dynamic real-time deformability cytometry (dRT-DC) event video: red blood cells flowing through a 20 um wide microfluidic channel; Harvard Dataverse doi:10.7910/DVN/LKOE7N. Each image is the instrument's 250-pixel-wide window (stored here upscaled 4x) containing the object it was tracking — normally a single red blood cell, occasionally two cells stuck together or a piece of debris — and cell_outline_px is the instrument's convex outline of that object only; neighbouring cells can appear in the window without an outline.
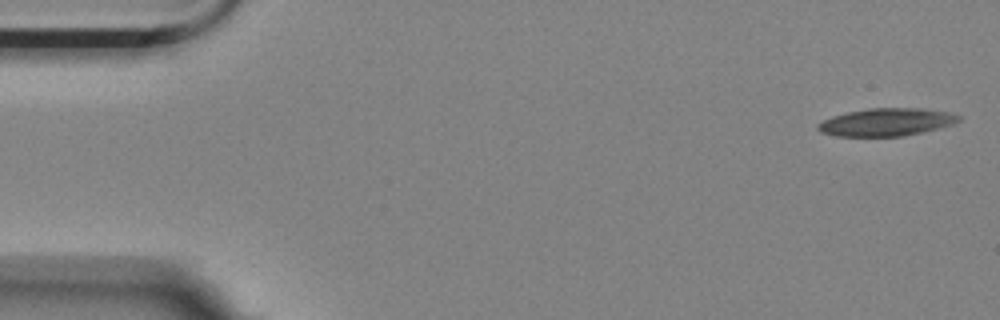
{"species": "Egyptian fruit bat (a non-hibernating species)", "species_latin": "Rousettus aegyptiacus", "temperature_condition": "room temperature", "stored_images_in_passage": 4, "camera_frame_rate_fps": 3000, "um_per_image_px": 0.085, "animal": {"sex": "female"}, "frame": {"image": 1, "passage_image": 1, "time_ms": 0.0, "image_size_px": [1000, 320], "cell_outline_px": [[960, 120], [952, 124], [904, 136], [836, 136], [820, 132], [816, 128], [816, 124], [832, 116], [848, 112], [868, 108], [920, 108], [948, 112], [960, 116]], "centroid_in_image_um": [75.29, 10.38], "position_along_channel_um": 9.7, "area_um2": 22.54}}